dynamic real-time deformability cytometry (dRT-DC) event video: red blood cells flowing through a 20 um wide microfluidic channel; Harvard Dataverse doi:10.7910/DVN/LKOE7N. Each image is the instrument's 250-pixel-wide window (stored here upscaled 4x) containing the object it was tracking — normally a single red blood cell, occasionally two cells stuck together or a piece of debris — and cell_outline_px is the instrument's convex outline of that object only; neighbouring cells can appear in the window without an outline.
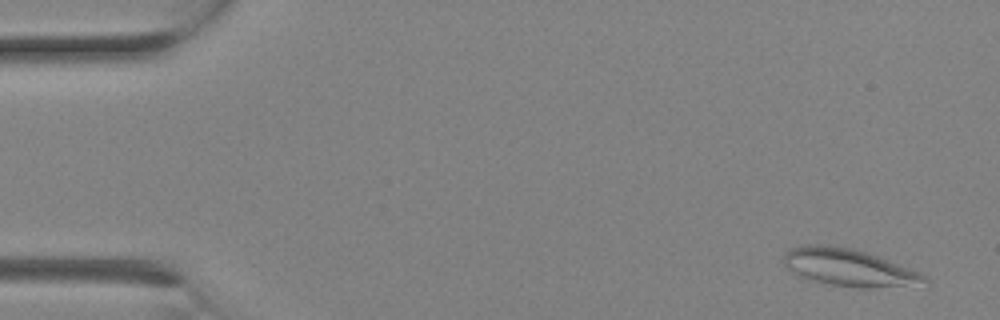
{"species": "Egyptian fruit bat (a non-hibernating species)", "species_latin": "Rousettus aegyptiacus", "temperature_condition": "room temperature", "stored_images_in_passage": 7, "camera_frame_rate_fps": 3000, "um_per_image_px": 0.085, "animal": {"sex": "female"}, "frame": {"image": 1, "passage_image": 1, "time_ms": 0.0, "image_size_px": [1000, 320], "cell_outline_px": [[928, 280], [872, 288], [856, 288], [832, 284], [800, 276], [784, 268], [784, 252], [792, 248], [804, 244], [828, 244], [852, 248], [888, 260], [920, 272]], "centroid_in_image_um": [72.0, 22.69], "position_along_channel_um": 13.0, "area_um2": 29.71}}